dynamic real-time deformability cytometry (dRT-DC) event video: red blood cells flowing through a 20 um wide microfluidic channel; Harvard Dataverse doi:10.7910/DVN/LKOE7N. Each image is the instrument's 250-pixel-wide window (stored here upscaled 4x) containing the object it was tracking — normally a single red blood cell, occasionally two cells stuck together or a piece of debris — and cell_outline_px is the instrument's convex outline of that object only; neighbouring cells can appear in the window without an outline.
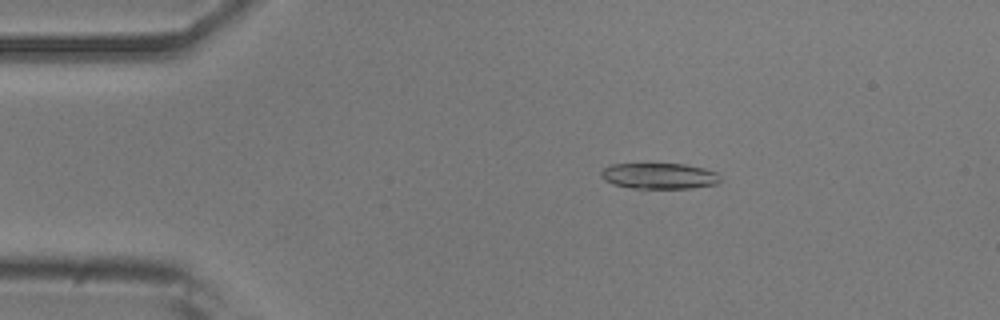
{"species": "common noctule bat (a hibernating species)", "species_latin": "Nyctalus noctula", "temperature_condition": "room temperature", "stored_images_in_passage": 47, "camera_frame_rate_fps": 3000, "um_per_image_px": 0.085, "animal": {"sex": "male", "body_mass_g": 20.5, "forearm_length_mm": 52.5}, "frame": {"image": 1, "passage_image": 9, "time_ms": 2.667, "image_size_px": [1000, 320], "cell_outline_px": [[720, 180], [716, 184], [692, 188], [632, 188], [612, 184], [604, 180], [600, 176], [600, 172], [604, 168], [612, 164], [684, 164], [704, 168], [716, 172], [720, 176]], "centroid_in_image_um": [56.02, 14.96], "position_along_channel_um": 29.0, "area_um2": 17.98}}
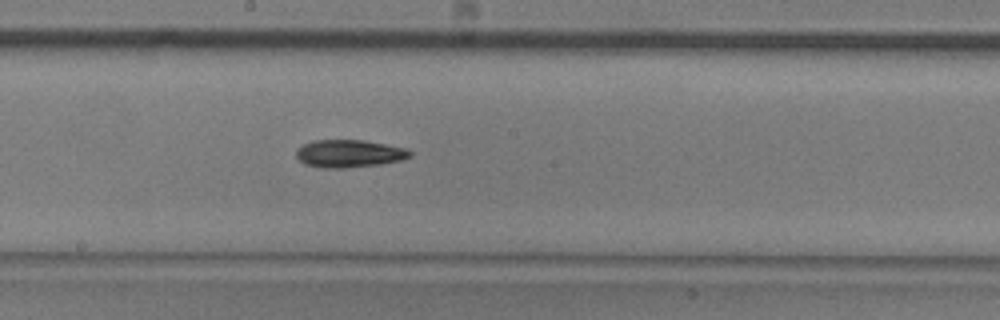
{"frame": {"image": 2, "passage_image": 28, "time_ms": 9.0, "image_size_px": [1000, 320], "cell_outline_px": [[412, 156], [400, 160], [380, 164], [344, 168], [320, 168], [304, 164], [296, 156], [296, 148], [312, 140], [364, 140], [408, 148], [412, 152]], "centroid_in_image_um": [29.67, 13.05], "position_along_channel_um": 218.5, "area_um2": 18.5}}
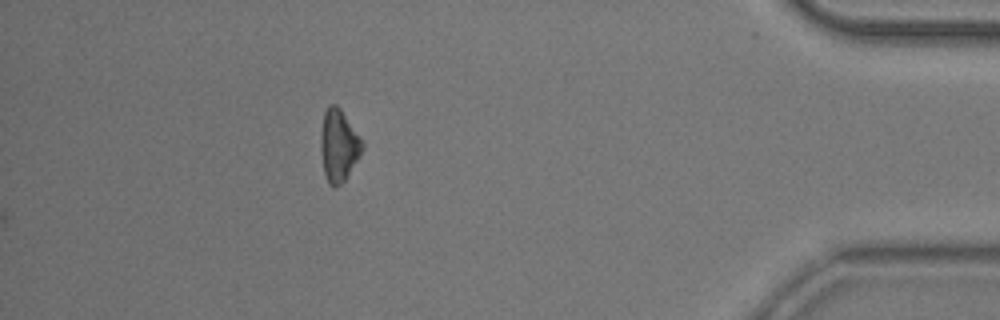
{"frame": {"image": 3, "passage_image": 47, "time_ms": 15.333, "image_size_px": [1000, 320], "cell_outline_px": [[364, 148], [360, 156], [344, 180], [336, 188], [328, 184], [324, 172], [320, 152], [320, 132], [324, 112], [328, 104], [336, 104], [340, 108], [364, 144]], "centroid_in_image_um": [28.76, 12.36], "position_along_channel_um": 406.4, "area_um2": 17.46}, "authors_computed_cell_mechanics": {"area_um2": 18.2648, "velocity_mm_per_s": 3.7627, "shape_relaxation_time_tau1_ms": 4.6614, "shape_relaxation_time_tau2_ms": null, "deformation_change_tau1": 0.1375, "deformation_change_tau2": null}}